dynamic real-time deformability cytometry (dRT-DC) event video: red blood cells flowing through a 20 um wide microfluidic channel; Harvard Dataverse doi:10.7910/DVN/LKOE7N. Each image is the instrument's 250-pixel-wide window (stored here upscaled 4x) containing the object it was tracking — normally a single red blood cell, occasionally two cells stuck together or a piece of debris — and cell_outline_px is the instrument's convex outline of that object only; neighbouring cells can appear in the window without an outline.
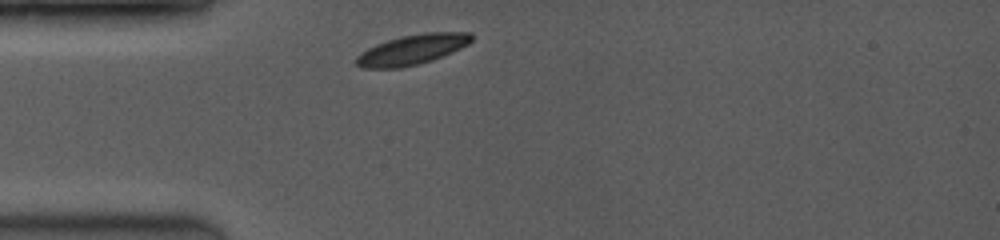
{"species": "common noctule bat (a hibernating species)", "species_latin": "Nyctalus noctula", "temperature_condition": "room temperature", "stored_images_in_passage": 3, "camera_frame_rate_fps": 3500, "um_per_image_px": 0.085, "animal": {"sex": "female", "body_mass_g": 19.0, "forearm_length_mm": 53.3}, "frame": {"image": 1, "passage_image": 1, "time_ms": 0.0, "image_size_px": [1000, 240], "cell_outline_px": [[472, 40], [468, 44], [460, 48], [432, 60], [400, 68], [360, 68], [356, 64], [356, 56], [360, 52], [376, 44], [388, 40], [404, 36], [424, 32], [472, 32]], "centroid_in_image_um": [35.01, 4.21], "position_along_channel_um": 50.0, "area_um2": 20.0}}
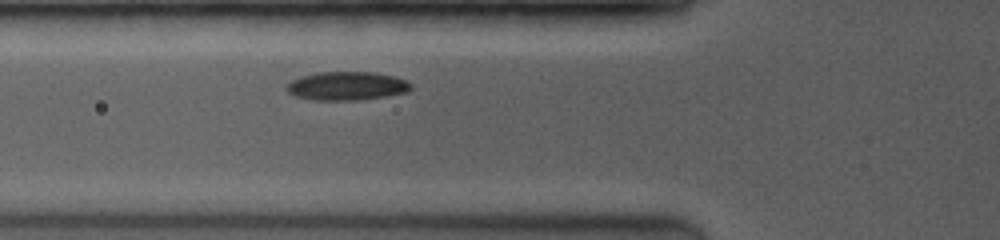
{"frame": {"image": 2, "passage_image": 3, "time_ms": 1.429, "image_size_px": [1000, 240], "cell_outline_px": [[412, 88], [408, 92], [384, 96], [356, 100], [312, 100], [296, 96], [288, 92], [288, 84], [292, 80], [300, 76], [320, 72], [376, 72], [396, 76], [412, 84]], "centroid_in_image_um": [29.51, 7.3], "position_along_channel_um": 96.3, "area_um2": 20.63}}